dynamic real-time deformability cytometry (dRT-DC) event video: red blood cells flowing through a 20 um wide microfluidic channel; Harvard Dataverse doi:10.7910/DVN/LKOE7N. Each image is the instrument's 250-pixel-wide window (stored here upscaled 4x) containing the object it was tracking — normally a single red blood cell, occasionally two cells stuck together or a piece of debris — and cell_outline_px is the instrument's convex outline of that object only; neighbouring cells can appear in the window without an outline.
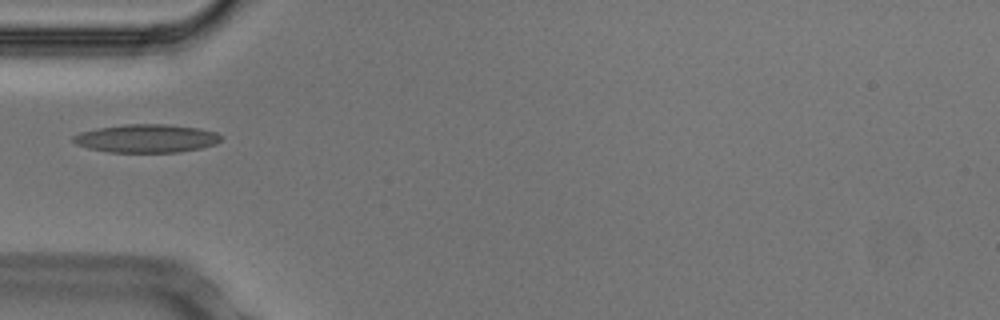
{"species": "Egyptian fruit bat (a non-hibernating species)", "species_latin": "Rousettus aegyptiacus", "temperature_condition": "cold", "stored_images_in_passage": 37, "camera_frame_rate_fps": 3000, "um_per_image_px": 0.085, "animal": {"sex": "male"}, "frame": {"image": 1, "passage_image": 1, "time_ms": 0.0, "image_size_px": [1000, 320], "cell_outline_px": [[224, 136], [216, 144], [200, 148], [180, 152], [108, 152], [88, 148], [76, 144], [72, 140], [72, 136], [80, 132], [96, 128], [124, 124], [168, 124], [200, 128], [216, 132]], "centroid_in_image_um": [12.46, 11.76], "position_along_channel_um": 72.5, "area_um2": 24.57}}
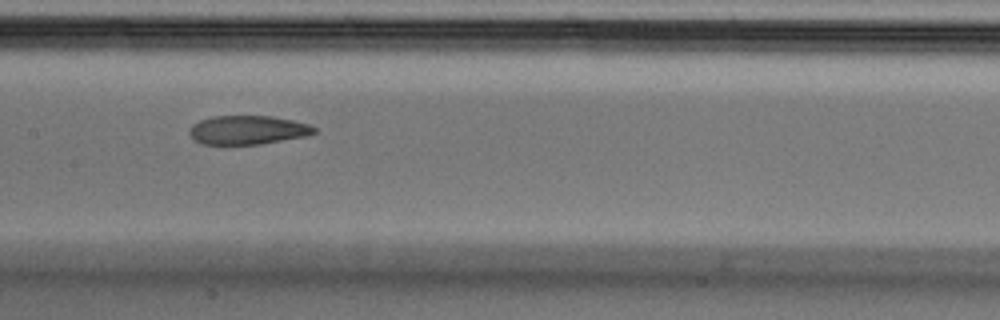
{"frame": {"image": 2, "passage_image": 10, "time_ms": 3.0, "image_size_px": [1000, 320], "cell_outline_px": [[316, 132], [308, 136], [260, 144], [200, 144], [188, 132], [192, 124], [200, 120], [212, 116], [272, 116], [292, 120], [308, 124], [316, 128]], "centroid_in_image_um": [21.06, 11.05], "position_along_channel_um": 186.3, "area_um2": 20.98}}
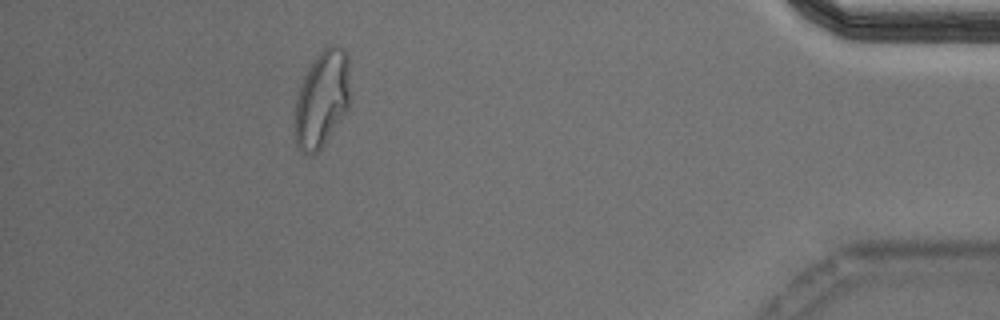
{"frame": {"image": 3, "passage_image": 32, "time_ms": 10.333, "image_size_px": [1000, 320], "cell_outline_px": [[348, 108], [324, 144], [312, 156], [304, 152], [296, 144], [296, 100], [300, 84], [308, 68], [316, 56], [328, 44], [336, 44], [344, 48], [348, 56]], "centroid_in_image_um": [27.37, 8.36], "position_along_channel_um": 407.8, "area_um2": 30.63}}